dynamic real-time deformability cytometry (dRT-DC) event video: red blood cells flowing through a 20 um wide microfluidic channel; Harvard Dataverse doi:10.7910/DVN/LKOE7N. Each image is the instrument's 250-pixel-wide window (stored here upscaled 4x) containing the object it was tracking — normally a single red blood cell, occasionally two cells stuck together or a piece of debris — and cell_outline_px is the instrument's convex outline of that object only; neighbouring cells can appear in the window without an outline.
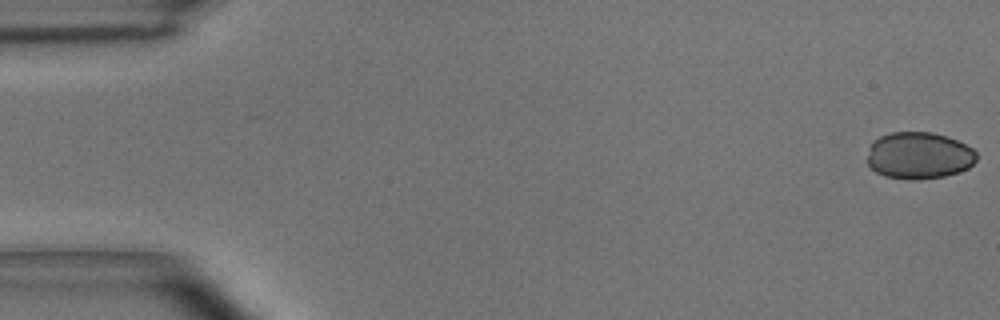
{"species": "common noctule bat (a hibernating species)", "species_latin": "Nyctalus noctula", "temperature_condition": "room temperature", "stored_images_in_passage": 55, "camera_frame_rate_fps": 3000, "um_per_image_px": 0.085, "animal": {"sex": "male", "body_mass_g": 15.6}, "frame": {"image": 1, "passage_image": 1, "time_ms": 0.0, "image_size_px": [1000, 320], "cell_outline_px": [[976, 160], [968, 168], [960, 172], [944, 176], [912, 180], [908, 180], [884, 176], [876, 172], [868, 164], [868, 148], [872, 140], [880, 136], [892, 132], [932, 132], [948, 136], [972, 148], [976, 152]], "centroid_in_image_um": [78.09, 13.22], "position_along_channel_um": 6.9, "area_um2": 30.06}}
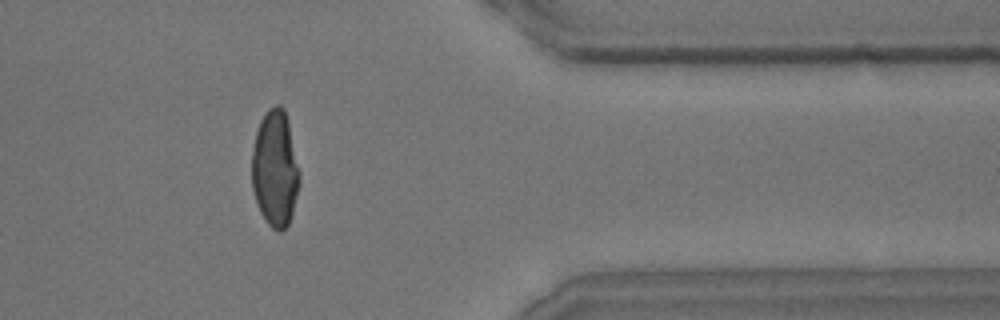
{"frame": {"image": 2, "passage_image": 45, "time_ms": 14.667, "image_size_px": [1000, 320], "cell_outline_px": [[300, 184], [292, 212], [288, 224], [280, 232], [272, 228], [268, 224], [260, 212], [252, 188], [252, 148], [256, 132], [260, 120], [268, 108], [276, 104], [280, 104], [284, 108], [288, 120], [300, 172]], "centroid_in_image_um": [23.38, 14.31], "position_along_channel_um": 388.0, "area_um2": 32.48}}
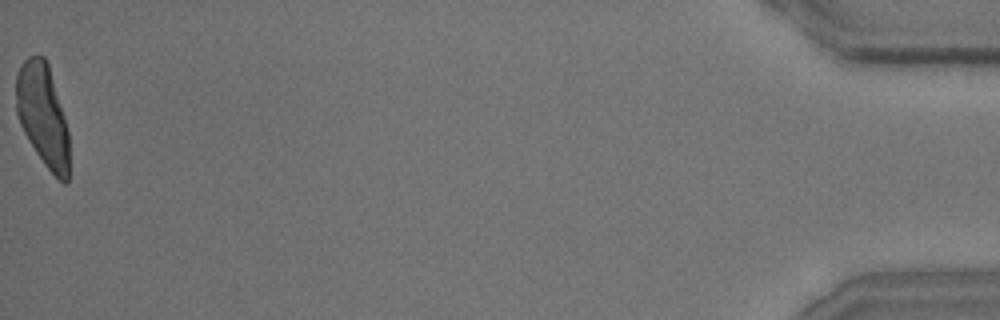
{"frame": {"image": 3, "passage_image": 55, "time_ms": 18.0, "image_size_px": [1000, 320], "cell_outline_px": [[68, 184], [64, 184], [44, 164], [28, 140], [20, 124], [16, 112], [16, 72], [20, 64], [28, 56], [36, 52], [44, 56], [48, 64], [64, 116], [68, 132]], "centroid_in_image_um": [3.61, 9.73], "position_along_channel_um": 431.6, "area_um2": 31.67}}